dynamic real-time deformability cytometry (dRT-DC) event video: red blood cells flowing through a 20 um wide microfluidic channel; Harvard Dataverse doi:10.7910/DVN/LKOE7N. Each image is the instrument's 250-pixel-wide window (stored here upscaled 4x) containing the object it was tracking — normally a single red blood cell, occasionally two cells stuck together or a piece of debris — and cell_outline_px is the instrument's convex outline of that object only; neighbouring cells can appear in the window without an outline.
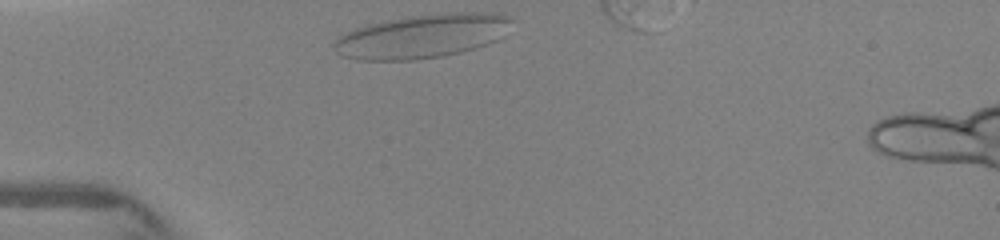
{"species": "human", "species_latin": "Homo sapiens", "temperature_condition": "warm", "stored_images_in_passage": 7, "camera_frame_rate_fps": 3000, "um_per_image_px": 0.085, "donor": {"sex": "female"}, "frame": {"image": 1, "passage_image": 1, "time_ms": 0.0, "image_size_px": [1000, 240], "cell_outline_px": [[512, 20], [504, 36], [488, 44], [476, 48], [460, 52], [440, 56], [412, 60], [360, 60], [344, 56], [336, 52], [332, 48], [332, 44], [336, 36], [344, 32], [368, 24], [388, 20], [412, 16], [448, 12], [492, 12], [508, 16]], "centroid_in_image_um": [35.87, 3.07], "position_along_channel_um": 49.1, "area_um2": 45.49}}